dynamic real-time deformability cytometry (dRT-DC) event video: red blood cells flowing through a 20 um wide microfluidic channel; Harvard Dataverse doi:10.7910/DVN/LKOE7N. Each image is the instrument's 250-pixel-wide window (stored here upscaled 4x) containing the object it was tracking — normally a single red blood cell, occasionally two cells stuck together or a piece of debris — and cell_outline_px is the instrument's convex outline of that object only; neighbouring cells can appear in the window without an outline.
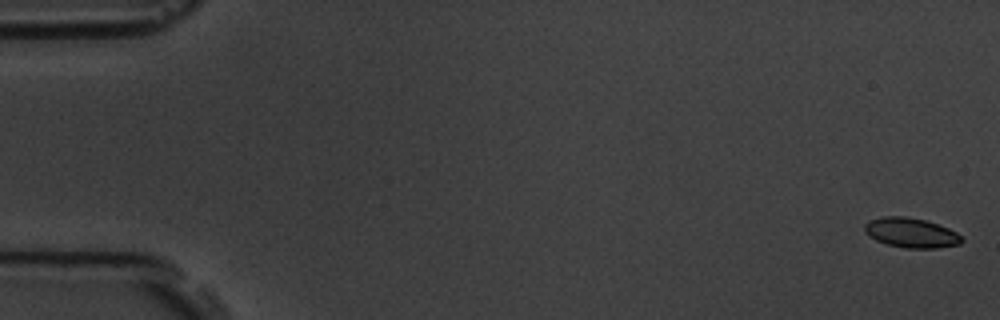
{"species": "common noctule bat (a hibernating species)", "species_latin": "Nyctalus noctula", "temperature_condition": "room temperature", "stored_images_in_passage": 5, "camera_frame_rate_fps": 3000, "um_per_image_px": 0.085, "animal": {"sex": "male", "body_mass_g": 19.5, "forearm_length_mm": 54.6}, "frame": {"image": 1, "passage_image": 1, "time_ms": 0.0, "image_size_px": [1000, 320], "cell_outline_px": [[964, 240], [960, 244], [936, 248], [904, 248], [888, 244], [876, 240], [864, 232], [864, 224], [868, 220], [884, 216], [904, 216], [924, 220], [948, 228], [956, 232]], "centroid_in_image_um": [77.42, 19.78], "position_along_channel_um": 7.6, "area_um2": 16.76}}
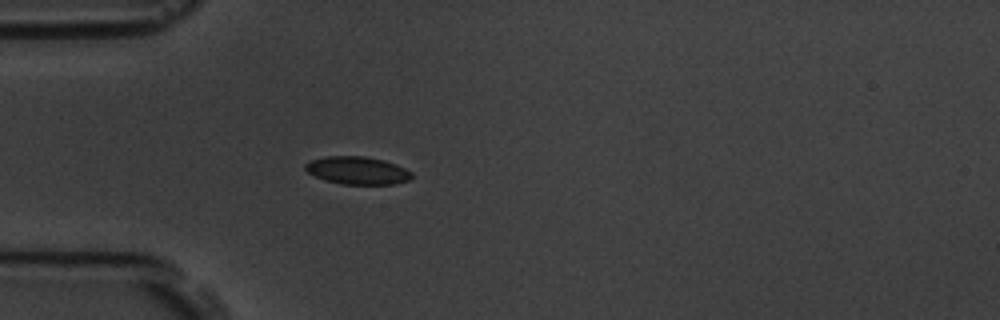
{"frame": {"image": 2, "passage_image": 5, "time_ms": 5.333, "image_size_px": [1000, 320], "cell_outline_px": [[412, 176], [408, 180], [396, 184], [340, 184], [324, 180], [308, 172], [304, 168], [304, 164], [312, 160], [324, 156], [364, 156], [384, 160], [396, 164], [412, 172]], "centroid_in_image_um": [30.37, 14.49], "position_along_channel_um": 54.6, "area_um2": 17.22}}